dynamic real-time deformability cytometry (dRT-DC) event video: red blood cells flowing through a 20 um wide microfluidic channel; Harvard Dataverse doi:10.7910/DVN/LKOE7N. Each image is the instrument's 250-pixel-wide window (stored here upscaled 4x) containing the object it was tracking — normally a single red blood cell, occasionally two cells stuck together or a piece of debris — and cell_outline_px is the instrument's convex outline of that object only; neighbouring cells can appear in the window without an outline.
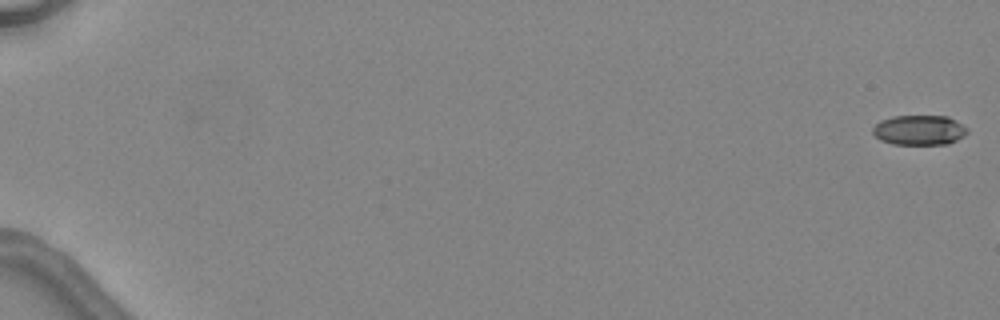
{"species": "common noctule bat (a hibernating species)", "species_latin": "Nyctalus noctula", "temperature_condition": "warm", "stored_images_in_passage": 3, "camera_frame_rate_fps": 3000, "um_per_image_px": 0.085, "animal": {"sex": "female", "body_mass_g": 24.6, "forearm_length_mm": 56.2}, "frame": {"image": 1, "passage_image": 1, "time_ms": 0.0, "image_size_px": [1000, 320], "cell_outline_px": [[968, 132], [964, 136], [948, 144], [892, 144], [880, 140], [872, 132], [872, 128], [880, 120], [892, 116], [948, 116], [968, 128]], "centroid_in_image_um": [78.13, 11.05], "position_along_channel_um": 6.9, "area_um2": 16.53}}